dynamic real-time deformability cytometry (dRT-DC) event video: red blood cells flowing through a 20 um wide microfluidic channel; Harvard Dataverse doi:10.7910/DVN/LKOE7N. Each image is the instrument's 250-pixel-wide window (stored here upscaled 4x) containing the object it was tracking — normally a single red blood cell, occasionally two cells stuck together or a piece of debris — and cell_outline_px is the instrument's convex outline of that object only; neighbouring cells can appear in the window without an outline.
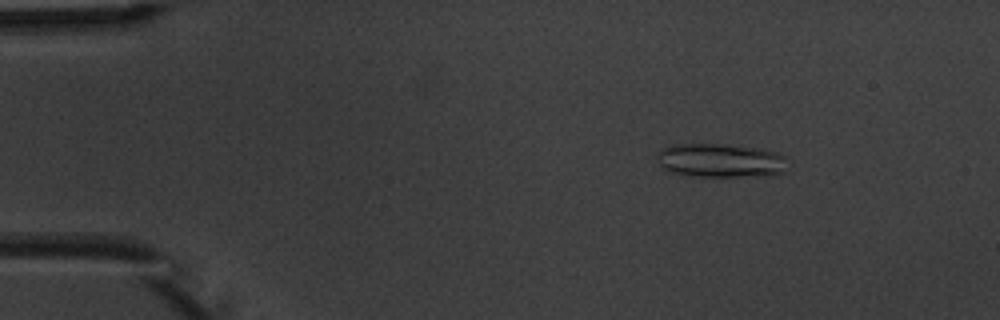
{"species": "common noctule bat (a hibernating species)", "species_latin": "Nyctalus noctula", "temperature_condition": "warm", "stored_images_in_passage": 4, "camera_frame_rate_fps": 3000, "um_per_image_px": 0.085, "animal": {"sex": "male", "body_mass_g": 20.1, "forearm_length_mm": 53.5}, "frame": {"image": 1, "passage_image": 2, "time_ms": 1.0, "image_size_px": [1000, 320], "cell_outline_px": [[784, 172], [736, 176], [700, 176], [672, 172], [664, 168], [660, 164], [656, 156], [656, 152], [672, 144], [720, 144], [760, 148], [776, 152], [784, 156]], "centroid_in_image_um": [61.16, 13.61], "position_along_channel_um": 23.8, "area_um2": 25.09}}